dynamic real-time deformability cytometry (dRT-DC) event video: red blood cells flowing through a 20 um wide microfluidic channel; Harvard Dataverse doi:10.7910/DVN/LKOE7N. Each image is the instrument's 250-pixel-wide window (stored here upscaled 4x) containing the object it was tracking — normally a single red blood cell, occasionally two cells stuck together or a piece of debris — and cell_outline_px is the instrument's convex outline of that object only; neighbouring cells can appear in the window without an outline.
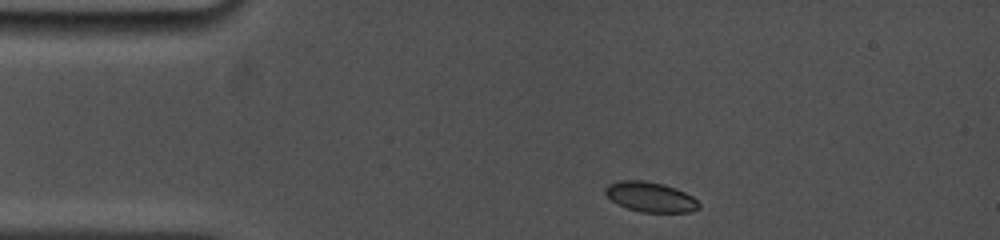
{"species": "common noctule bat (a hibernating species)", "species_latin": "Nyctalus noctula", "temperature_condition": "cold", "stored_images_in_passage": 22, "camera_frame_rate_fps": 5000, "um_per_image_px": 0.085, "animal": {"sex": "female", "body_mass_g": 19.0, "forearm_length_mm": 53.3}, "frame": {"image": 1, "passage_image": 1, "time_ms": 0.0, "image_size_px": [1000, 240], "cell_outline_px": [[700, 208], [692, 212], [640, 212], [628, 208], [612, 200], [604, 192], [604, 188], [608, 184], [620, 180], [644, 180], [664, 184], [676, 188], [692, 196], [700, 204]], "centroid_in_image_um": [55.3, 16.73], "position_along_channel_um": 29.7, "area_um2": 16.36}}
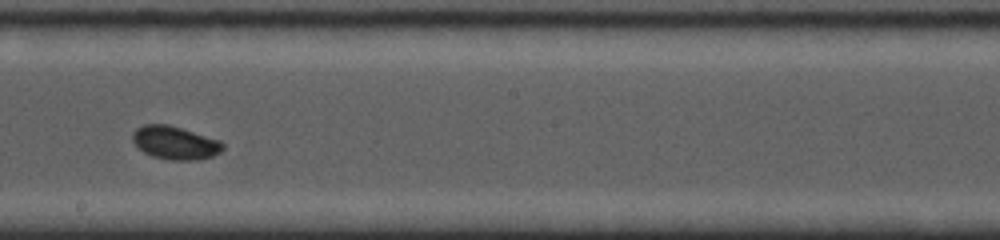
{"frame": {"image": 2, "passage_image": 12, "time_ms": 6.6, "image_size_px": [1000, 240], "cell_outline_px": [[224, 148], [220, 152], [212, 156], [196, 160], [168, 160], [152, 156], [136, 148], [132, 140], [132, 132], [136, 128], [144, 124], [168, 124], [220, 140], [224, 144]], "centroid_in_image_um": [14.84, 12.13], "position_along_channel_um": 233.4, "area_um2": 17.63}}
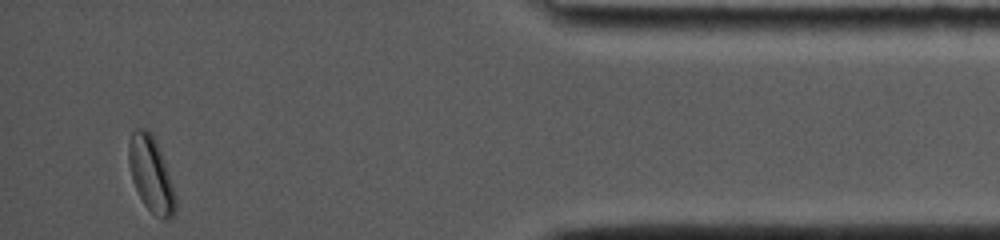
{"frame": {"image": 3, "passage_image": 22, "time_ms": 12.6, "image_size_px": [1000, 240], "cell_outline_px": [[176, 212], [168, 220], [160, 220], [144, 204], [132, 180], [128, 160], [128, 144], [132, 132], [136, 128], [148, 128], [152, 132], [156, 140], [172, 184], [176, 196]], "centroid_in_image_um": [12.83, 14.81], "position_along_channel_um": 422.4, "area_um2": 20.52}, "authors_computed_cell_mechanics": {"area_um2": 16.9354, "velocity_mm_per_s": 3.7983, "shape_relaxation_time_tau1_ms": 1.695, "shape_relaxation_time_tau2_ms": null, "deformation_change_tau1": 0.0676, "deformation_change_tau2": null}}